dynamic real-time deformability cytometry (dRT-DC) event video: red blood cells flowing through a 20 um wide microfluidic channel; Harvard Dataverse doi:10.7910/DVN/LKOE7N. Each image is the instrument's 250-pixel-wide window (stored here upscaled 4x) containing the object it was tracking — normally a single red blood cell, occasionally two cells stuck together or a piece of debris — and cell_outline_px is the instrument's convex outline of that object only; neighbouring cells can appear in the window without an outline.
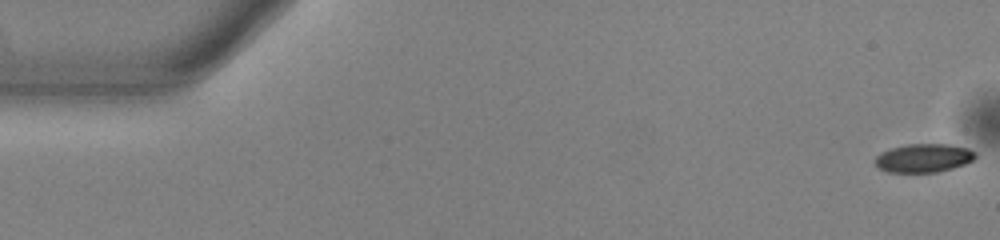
{"species": "common noctule bat (a hibernating species)", "species_latin": "Nyctalus noctula", "temperature_condition": "warm", "stored_images_in_passage": 54, "camera_frame_rate_fps": 3000, "um_per_image_px": 0.085, "animal": {"sex": "male", "body_mass_g": 13.0, "forearm_length_mm": 53.1}, "frame": {"image": 1, "passage_image": 1, "time_ms": 0.0, "image_size_px": [1000, 240], "cell_outline_px": [[976, 156], [972, 160], [964, 164], [952, 168], [936, 172], [888, 172], [880, 168], [876, 164], [876, 156], [880, 152], [892, 148], [908, 144], [944, 144], [968, 148], [976, 152]], "centroid_in_image_um": [78.51, 13.43], "position_along_channel_um": 6.5, "area_um2": 16.47}}
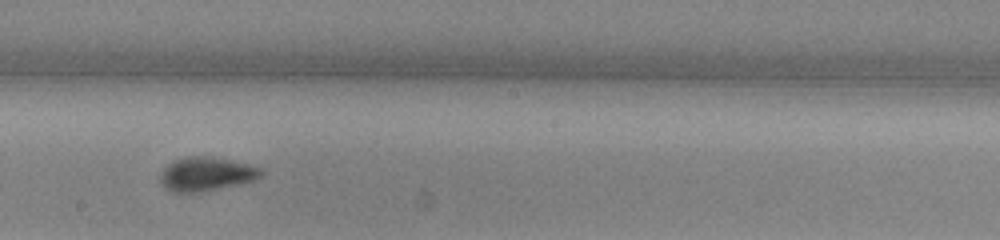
{"frame": {"image": 2, "passage_image": 30, "time_ms": 9.667, "image_size_px": [1000, 240], "cell_outline_px": [[264, 172], [260, 176], [252, 180], [236, 184], [200, 192], [172, 192], [164, 188], [160, 184], [160, 172], [168, 164], [176, 160], [188, 156], [212, 156], [260, 168]], "centroid_in_image_um": [17.45, 14.79], "position_along_channel_um": 230.8, "area_um2": 19.54}}
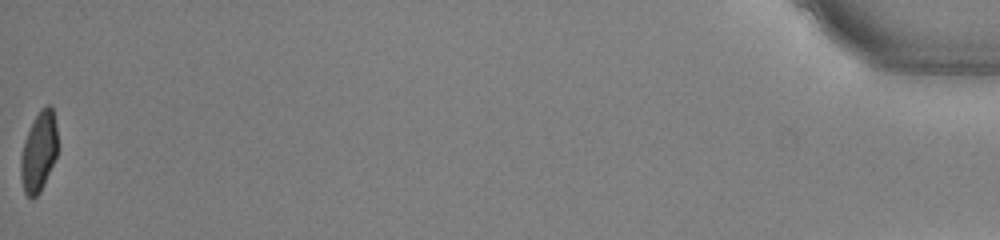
{"frame": {"image": 3, "passage_image": 54, "time_ms": 17.667, "image_size_px": [1000, 240], "cell_outline_px": [[56, 156], [40, 192], [32, 200], [24, 192], [20, 176], [20, 156], [24, 140], [40, 108], [44, 104], [52, 104], [56, 128]], "centroid_in_image_um": [3.27, 12.89], "position_along_channel_um": 431.9, "area_um2": 17.05}, "authors_computed_cell_mechanics": {"area_um2": 18.3804, "velocity_mm_per_s": 3.8446, "shape_relaxation_time_tau1_ms": 4.0952, "shape_relaxation_time_tau2_ms": 1.8793, "deformation_change_tau1": 0.152, "deformation_change_tau2": 0.0684}}